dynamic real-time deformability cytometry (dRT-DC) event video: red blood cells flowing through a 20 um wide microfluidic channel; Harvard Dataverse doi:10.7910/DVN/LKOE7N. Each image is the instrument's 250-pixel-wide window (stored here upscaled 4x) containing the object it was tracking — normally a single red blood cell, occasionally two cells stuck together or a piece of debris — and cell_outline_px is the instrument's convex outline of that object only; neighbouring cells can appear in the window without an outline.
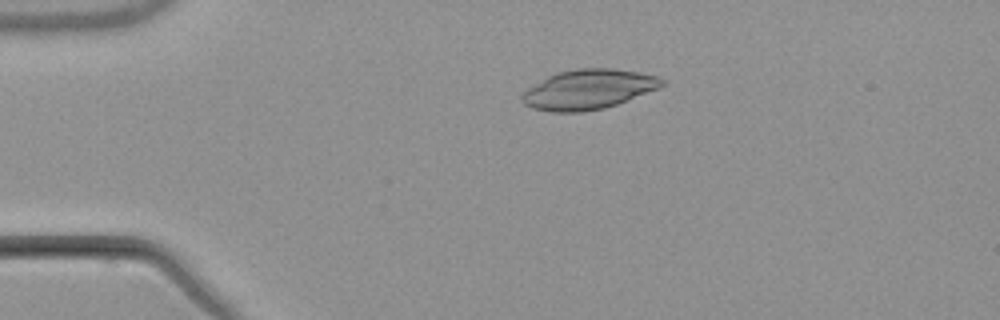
{"species": "common noctule bat (a hibernating species)", "species_latin": "Nyctalus noctula", "temperature_condition": "warm", "stored_images_in_passage": 4, "camera_frame_rate_fps": 3000, "um_per_image_px": 0.085, "animal": {"sex": "male", "body_mass_g": 21.5, "forearm_length_mm": 52.0}, "frame": {"image": 1, "passage_image": 3, "time_ms": 3.333, "image_size_px": [1000, 320], "cell_outline_px": [[664, 84], [660, 88], [616, 104], [604, 108], [584, 112], [552, 112], [532, 108], [524, 104], [520, 100], [520, 96], [528, 88], [548, 76], [556, 72], [576, 68], [612, 68], [640, 72], [656, 76], [664, 80]], "centroid_in_image_um": [50.0, 7.6], "position_along_channel_um": 35.0, "area_um2": 32.48}}